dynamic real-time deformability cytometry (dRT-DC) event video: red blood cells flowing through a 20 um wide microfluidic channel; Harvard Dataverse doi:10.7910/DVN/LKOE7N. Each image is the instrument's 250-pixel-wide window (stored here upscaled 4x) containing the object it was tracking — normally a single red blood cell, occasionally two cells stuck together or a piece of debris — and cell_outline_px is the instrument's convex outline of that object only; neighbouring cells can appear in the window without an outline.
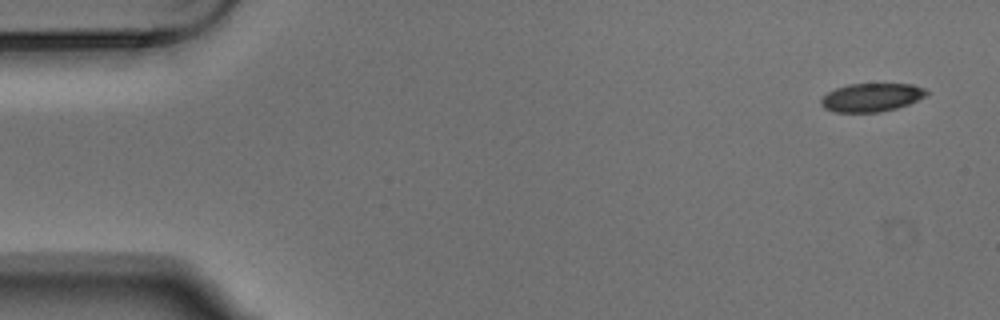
{"species": "Egyptian fruit bat (a non-hibernating species)", "species_latin": "Rousettus aegyptiacus", "temperature_condition": "warm", "stored_images_in_passage": 6, "camera_frame_rate_fps": 3000, "um_per_image_px": 0.085, "animal": {"sex": "male"}, "frame": {"image": 1, "passage_image": 1, "time_ms": 0.0, "image_size_px": [1000, 320], "cell_outline_px": [[928, 92], [924, 96], [908, 104], [896, 108], [880, 112], [836, 112], [824, 108], [820, 104], [820, 100], [828, 92], [836, 88], [848, 84], [912, 84], [924, 88]], "centroid_in_image_um": [74.05, 8.28], "position_along_channel_um": 11.0, "area_um2": 17.28}}
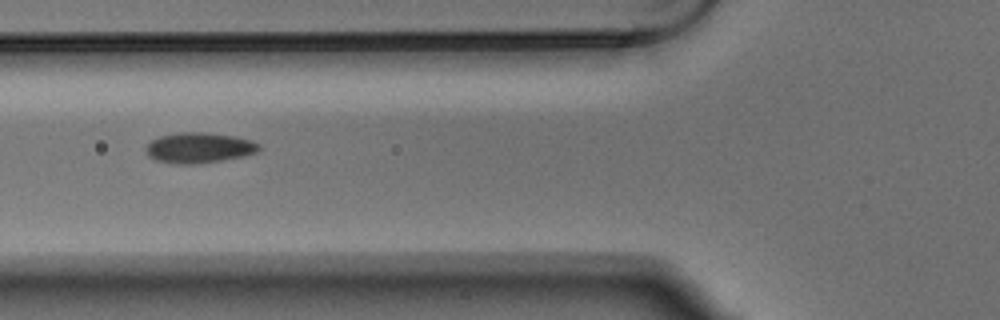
{"frame": {"image": 2, "passage_image": 6, "time_ms": 1.667, "image_size_px": [1000, 320], "cell_outline_px": [[264, 148], [260, 152], [244, 156], [196, 164], [172, 164], [156, 160], [148, 156], [144, 152], [144, 148], [152, 140], [160, 136], [180, 132], [204, 132], [236, 136], [252, 140], [260, 144]], "centroid_in_image_um": [16.95, 12.56], "position_along_channel_um": 108.8, "area_um2": 20.46}}